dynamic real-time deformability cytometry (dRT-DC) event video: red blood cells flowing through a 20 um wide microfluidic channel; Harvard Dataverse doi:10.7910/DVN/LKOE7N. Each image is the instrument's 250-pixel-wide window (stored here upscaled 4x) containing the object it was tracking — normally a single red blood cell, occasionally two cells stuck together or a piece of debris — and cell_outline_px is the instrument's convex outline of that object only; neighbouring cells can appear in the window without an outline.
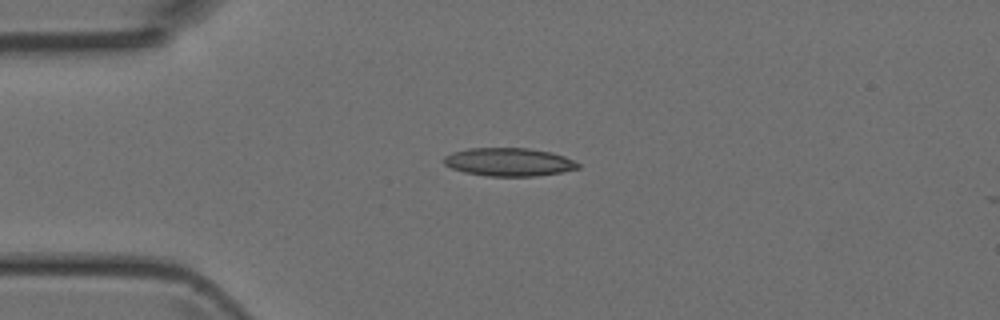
{"species": "Egyptian fruit bat (a non-hibernating species)", "species_latin": "Rousettus aegyptiacus", "temperature_condition": "room temperature", "stored_images_in_passage": 46, "camera_frame_rate_fps": 3000, "um_per_image_px": 0.085, "animal": {"sex": "female"}, "frame": {"image": 1, "passage_image": 10, "time_ms": 3.0, "image_size_px": [1000, 320], "cell_outline_px": [[580, 168], [560, 172], [536, 176], [488, 176], [464, 172], [452, 168], [444, 164], [444, 156], [452, 152], [468, 148], [528, 148], [552, 152], [564, 156], [580, 164]], "centroid_in_image_um": [43.25, 13.76], "position_along_channel_um": 41.8, "area_um2": 22.02}}
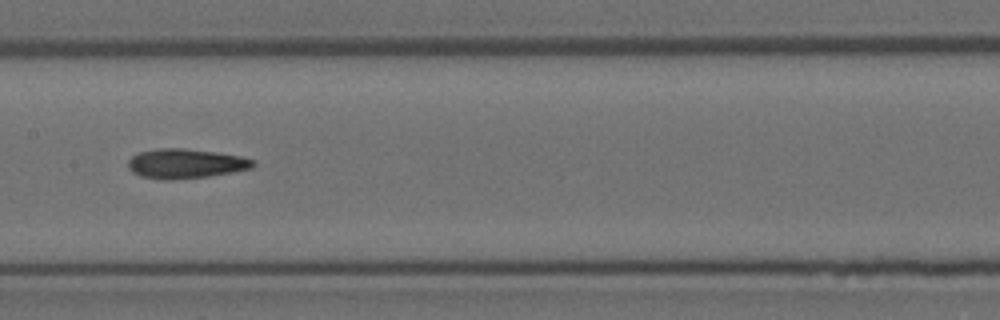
{"frame": {"image": 2, "passage_image": 22, "time_ms": 7.0, "image_size_px": [1000, 320], "cell_outline_px": [[256, 164], [252, 168], [232, 172], [208, 176], [172, 180], [160, 180], [140, 176], [132, 172], [128, 168], [128, 160], [132, 156], [140, 152], [160, 148], [184, 148], [216, 152], [240, 156], [252, 160]], "centroid_in_image_um": [15.74, 13.91], "position_along_channel_um": 191.7, "area_um2": 21.56}}
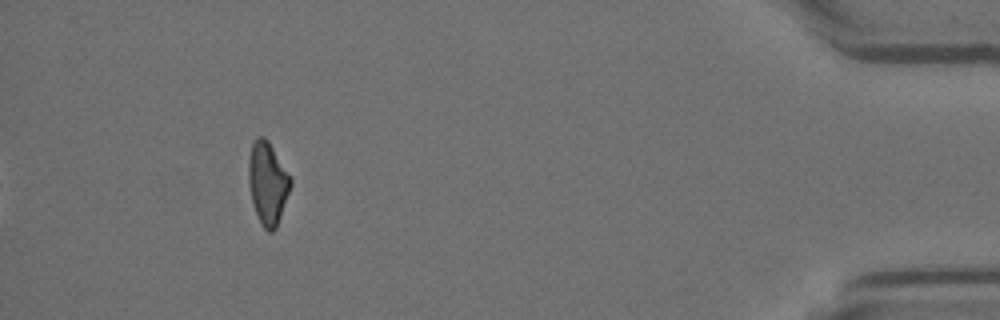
{"frame": {"image": 3, "passage_image": 42, "time_ms": 13.667, "image_size_px": [1000, 320], "cell_outline_px": [[292, 184], [276, 228], [272, 232], [268, 232], [260, 224], [252, 200], [248, 184], [248, 160], [252, 144], [256, 136], [264, 136], [268, 140], [292, 180]], "centroid_in_image_um": [22.73, 15.56], "position_along_channel_um": 412.5, "area_um2": 20.11}}